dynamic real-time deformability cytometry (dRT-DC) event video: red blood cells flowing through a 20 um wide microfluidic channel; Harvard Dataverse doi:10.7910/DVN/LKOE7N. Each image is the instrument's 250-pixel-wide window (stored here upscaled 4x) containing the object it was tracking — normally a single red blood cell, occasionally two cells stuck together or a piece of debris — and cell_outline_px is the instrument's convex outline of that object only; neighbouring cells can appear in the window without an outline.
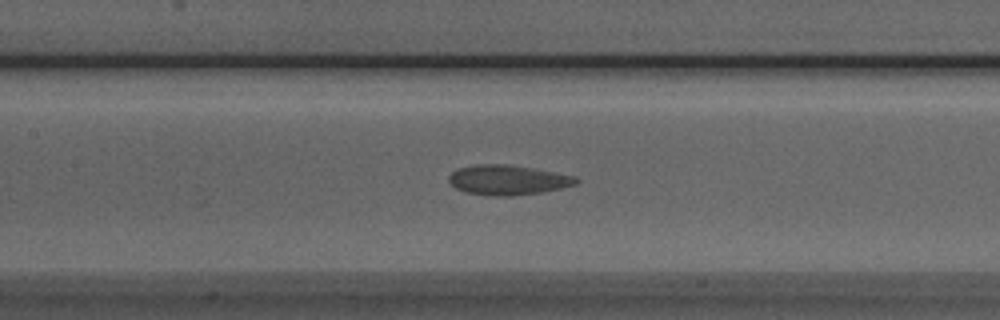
{"species": "Egyptian fruit bat (a non-hibernating species)", "species_latin": "Rousettus aegyptiacus", "temperature_condition": "room temperature", "stored_images_in_passage": 51, "camera_frame_rate_fps": 3000, "um_per_image_px": 0.085, "animal": {"sex": "male"}, "frame": {"image": 1, "passage_image": 22, "time_ms": 7.0, "image_size_px": [1000, 320], "cell_outline_px": [[580, 180], [576, 184], [544, 192], [512, 196], [496, 196], [464, 192], [456, 188], [448, 180], [448, 176], [456, 168], [476, 164], [508, 164], [532, 168], [576, 176]], "centroid_in_image_um": [43.15, 15.29], "position_along_channel_um": 164.2, "area_um2": 22.25}}
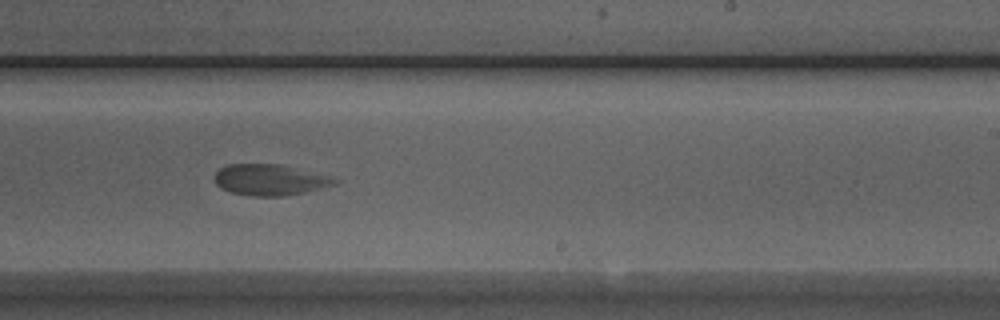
{"frame": {"image": 2, "passage_image": 30, "time_ms": 9.667, "image_size_px": [1000, 320], "cell_outline_px": [[340, 180], [336, 184], [304, 192], [284, 196], [252, 196], [232, 192], [220, 188], [216, 184], [216, 172], [220, 168], [228, 164], [280, 164], [332, 176]], "centroid_in_image_um": [22.97, 15.28], "position_along_channel_um": 266.0, "area_um2": 21.68}}
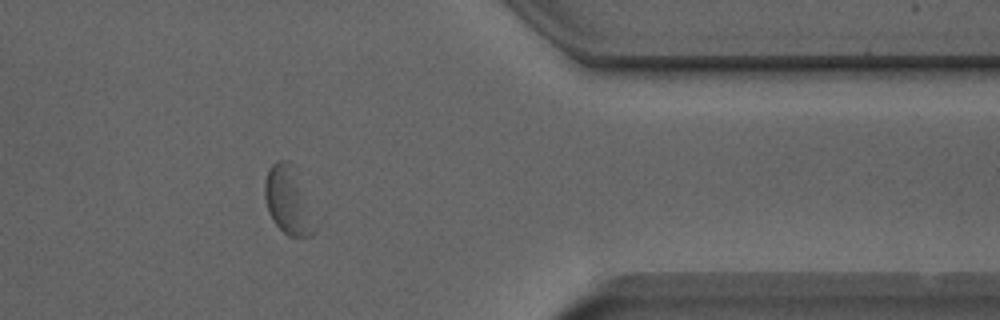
{"frame": {"image": 3, "passage_image": 41, "time_ms": 13.333, "image_size_px": [1000, 320], "cell_outline_px": [[320, 224], [316, 232], [312, 236], [288, 236], [272, 220], [268, 212], [264, 196], [264, 180], [268, 168], [276, 160], [288, 160]], "centroid_in_image_um": [24.52, 17.12], "position_along_channel_um": 386.9, "area_um2": 20.0}, "authors_computed_cell_mechanics": {"area_um2": 22.4264, "velocity_mm_per_s": 3.8339, "shape_relaxation_time_tau1_ms": null, "shape_relaxation_time_tau2_ms": 1.127, "deformation_change_tau1": null, "deformation_change_tau2": 0.0499}}